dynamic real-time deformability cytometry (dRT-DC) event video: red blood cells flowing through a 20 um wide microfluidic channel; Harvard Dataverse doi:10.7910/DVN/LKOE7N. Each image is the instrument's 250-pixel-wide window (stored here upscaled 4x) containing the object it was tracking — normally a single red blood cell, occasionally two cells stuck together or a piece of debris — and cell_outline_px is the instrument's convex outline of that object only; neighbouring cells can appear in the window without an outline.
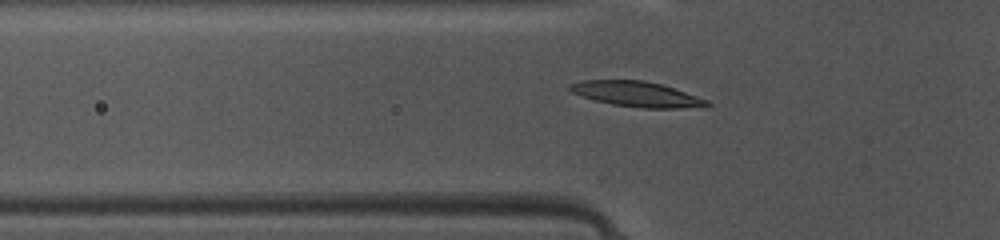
{"species": "common noctule bat (a hibernating species)", "species_latin": "Nyctalus noctula", "temperature_condition": "warm", "stored_images_in_passage": 46, "camera_frame_rate_fps": 3000, "um_per_image_px": 0.085, "animal": {"sex": "female", "body_mass_g": 10.0, "forearm_length_mm": 53.1}, "frame": {"image": 1, "passage_image": 17, "time_ms": 5.333, "image_size_px": [1000, 240], "cell_outline_px": [[712, 104], [708, 108], [644, 108], [612, 104], [580, 96], [572, 92], [568, 88], [568, 84], [580, 80], [644, 80], [660, 84], [708, 100]], "centroid_in_image_um": [54.14, 8.01], "position_along_channel_um": 71.7, "area_um2": 20.23}}
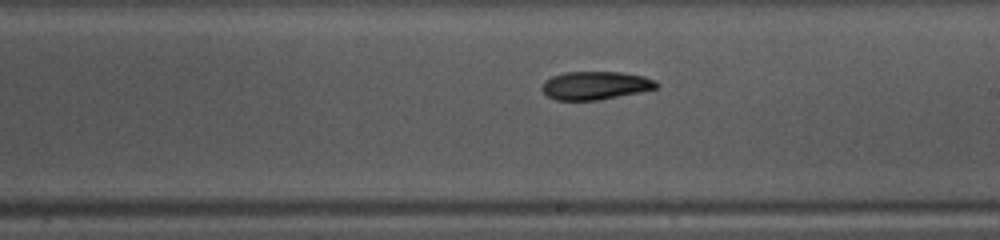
{"frame": {"image": 2, "passage_image": 29, "time_ms": 9.333, "image_size_px": [1000, 240], "cell_outline_px": [[660, 84], [656, 88], [640, 92], [600, 100], [556, 100], [548, 96], [540, 88], [544, 80], [552, 76], [564, 72], [620, 72], [644, 76], [656, 80]], "centroid_in_image_um": [50.6, 7.26], "position_along_channel_um": 238.4, "area_um2": 18.96}}
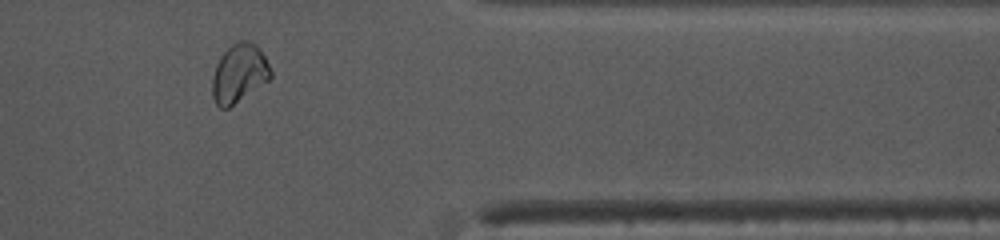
{"frame": {"image": 3, "passage_image": 41, "time_ms": 13.333, "image_size_px": [1000, 240], "cell_outline_px": [[272, 76], [268, 80], [228, 108], [220, 108], [216, 104], [212, 96], [212, 76], [216, 64], [220, 56], [236, 40], [248, 40], [256, 44], [264, 56], [272, 72]], "centroid_in_image_um": [20.3, 6.21], "position_along_channel_um": 391.1, "area_um2": 19.83}}